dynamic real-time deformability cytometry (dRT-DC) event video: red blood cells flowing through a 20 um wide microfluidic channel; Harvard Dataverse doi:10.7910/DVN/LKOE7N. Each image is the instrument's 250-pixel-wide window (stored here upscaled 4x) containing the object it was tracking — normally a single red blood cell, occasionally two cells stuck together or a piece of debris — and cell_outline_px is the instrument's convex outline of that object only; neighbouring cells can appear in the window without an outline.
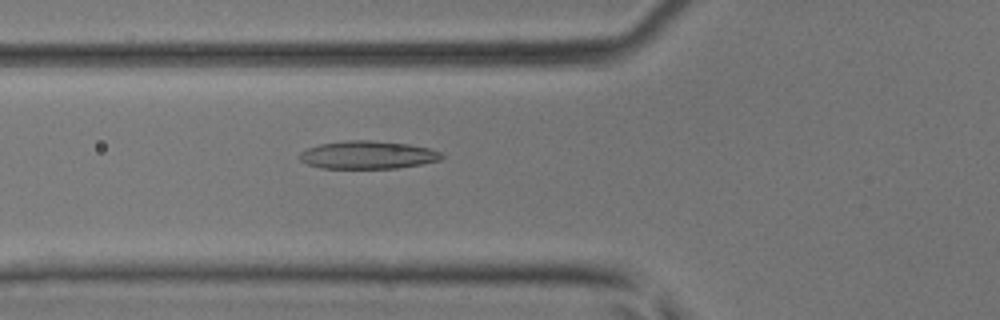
{"species": "common noctule bat (a hibernating species)", "species_latin": "Nyctalus noctula", "temperature_condition": "room temperature", "stored_images_in_passage": 48, "camera_frame_rate_fps": 3000, "um_per_image_px": 0.085, "animal": {"sex": "male", "body_mass_g": 17.9, "forearm_length_mm": 54.2}, "frame": {"image": 1, "passage_image": 18, "time_ms": 5.667, "image_size_px": [1000, 320], "cell_outline_px": [[444, 156], [440, 160], [420, 164], [396, 168], [320, 168], [308, 164], [300, 160], [296, 156], [300, 152], [308, 148], [320, 144], [344, 140], [372, 140], [408, 144], [428, 148], [440, 152]], "centroid_in_image_um": [31.21, 13.16], "position_along_channel_um": 94.6, "area_um2": 23.12}}
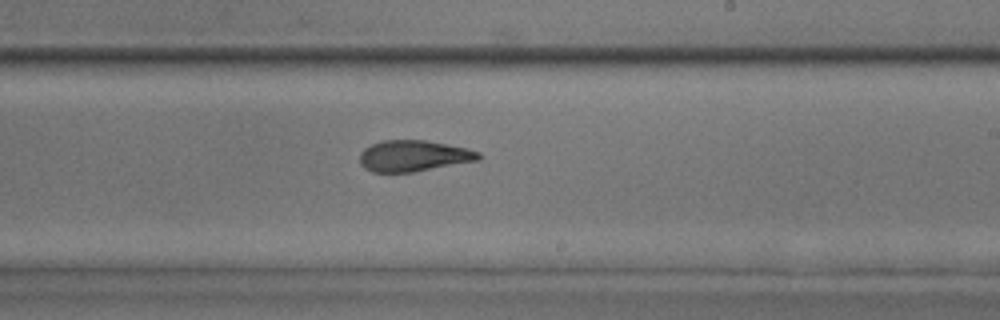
{"frame": {"image": 2, "passage_image": 29, "time_ms": 9.333, "image_size_px": [1000, 320], "cell_outline_px": [[480, 160], [412, 172], [372, 172], [364, 168], [360, 164], [360, 152], [364, 148], [372, 144], [384, 140], [424, 140], [468, 148], [480, 152]], "centroid_in_image_um": [35.15, 13.25], "position_along_channel_um": 253.9, "area_um2": 21.56}}
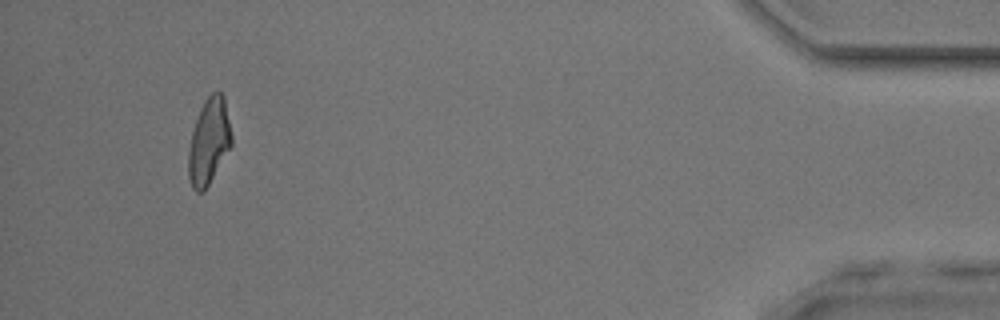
{"frame": {"image": 3, "passage_image": 45, "time_ms": 14.667, "image_size_px": [1000, 320], "cell_outline_px": [[232, 144], [204, 192], [196, 192], [192, 188], [188, 176], [188, 152], [192, 132], [200, 108], [204, 100], [212, 92], [220, 92], [224, 96], [232, 136]], "centroid_in_image_um": [17.75, 12.03], "position_along_channel_um": 417.5, "area_um2": 21.5}}